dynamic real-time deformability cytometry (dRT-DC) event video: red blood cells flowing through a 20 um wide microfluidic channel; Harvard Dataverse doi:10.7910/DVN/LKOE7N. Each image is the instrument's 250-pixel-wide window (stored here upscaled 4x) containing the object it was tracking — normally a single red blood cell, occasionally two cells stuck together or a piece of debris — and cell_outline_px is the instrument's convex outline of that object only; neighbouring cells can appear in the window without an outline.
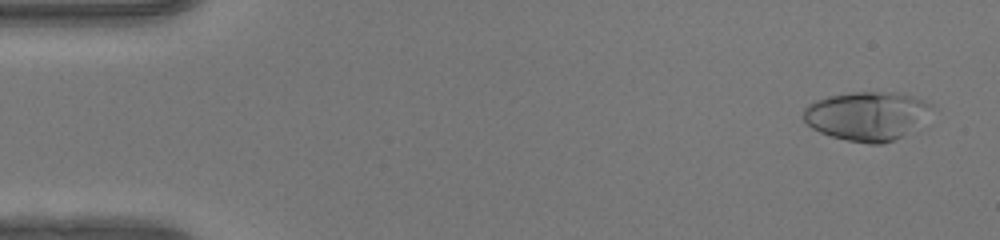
{"species": "human", "species_latin": "Homo sapiens", "temperature_condition": "warm", "stored_images_in_passage": 50, "camera_frame_rate_fps": 3000, "um_per_image_px": 0.085, "donor": {"sex": "female"}, "frame": {"image": 1, "passage_image": 3, "time_ms": 0.667, "image_size_px": [1000, 240], "cell_outline_px": [[932, 104], [900, 136], [892, 140], [880, 144], [868, 144], [848, 140], [832, 136], [820, 132], [812, 128], [804, 120], [804, 108], [808, 104], [816, 100], [828, 96], [852, 92], [904, 92]], "centroid_in_image_um": [73.54, 9.82], "position_along_channel_um": 11.5, "area_um2": 35.14}}
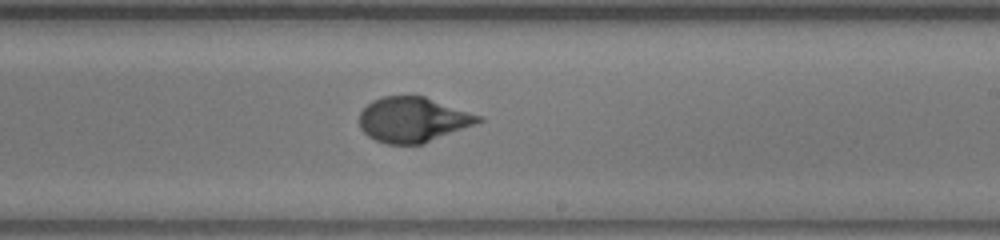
{"frame": {"image": 2, "passage_image": 30, "time_ms": 9.667, "image_size_px": [1000, 240], "cell_outline_px": [[484, 120], [476, 124], [424, 144], [384, 144], [368, 136], [360, 128], [360, 112], [372, 100], [384, 96], [424, 96], [484, 116]], "centroid_in_image_um": [35.13, 10.18], "position_along_channel_um": 253.9, "area_um2": 31.44}}
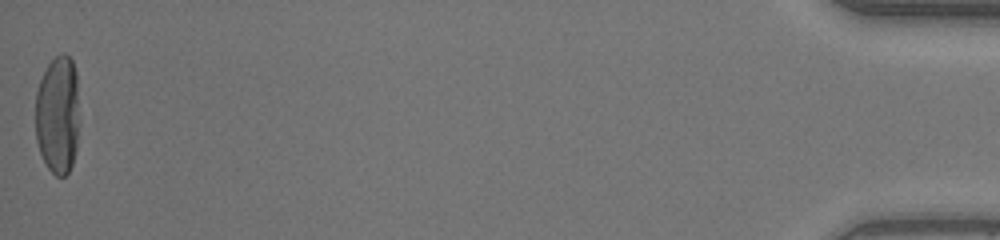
{"frame": {"image": 3, "passage_image": 50, "time_ms": 16.333, "image_size_px": [1000, 240], "cell_outline_px": [[76, 152], [72, 164], [68, 172], [64, 176], [56, 176], [48, 168], [40, 152], [36, 140], [36, 92], [40, 80], [48, 64], [60, 52], [64, 52], [72, 60], [76, 72]], "centroid_in_image_um": [4.87, 9.75], "position_along_channel_um": 430.3, "area_um2": 29.71}, "authors_computed_cell_mechanics": {"area_um2": 31.9056, "velocity_mm_per_s": 4.191, "shape_relaxation_time_tau1_ms": 4.408, "shape_relaxation_time_tau2_ms": 0.8147, "deformation_change_tau1": 0.2535, "deformation_change_tau2": 0.0555}}